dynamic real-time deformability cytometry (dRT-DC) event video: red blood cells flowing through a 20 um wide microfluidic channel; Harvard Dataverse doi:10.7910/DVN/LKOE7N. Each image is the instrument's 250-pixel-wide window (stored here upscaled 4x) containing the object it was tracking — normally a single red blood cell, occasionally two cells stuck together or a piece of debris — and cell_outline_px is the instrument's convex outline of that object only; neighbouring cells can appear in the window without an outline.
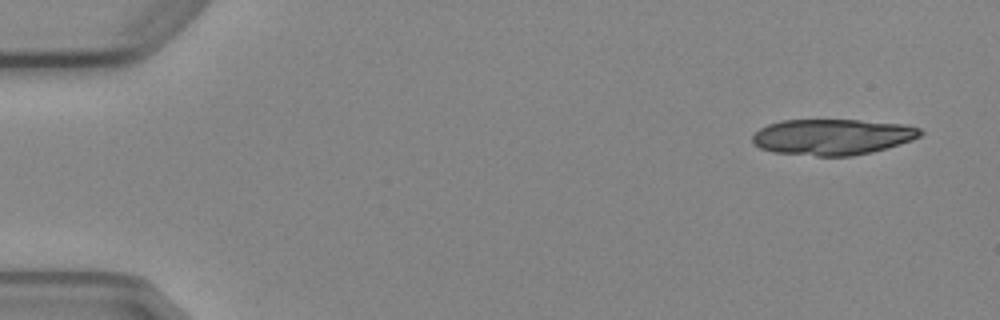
{"species": "Egyptian fruit bat (a non-hibernating species)", "species_latin": "Rousettus aegyptiacus", "temperature_condition": "cold", "stored_images_in_passage": 5, "camera_frame_rate_fps": 3000, "um_per_image_px": 0.085, "animal": {"sex": "female"}, "frame": {"image": 1, "passage_image": 1, "time_ms": 0.0, "image_size_px": [1000, 320], "cell_outline_px": [[924, 132], [920, 136], [912, 140], [900, 144], [872, 152], [852, 156], [816, 156], [772, 152], [760, 148], [752, 140], [752, 136], [760, 128], [768, 124], [780, 120], [860, 120], [904, 124], [920, 128]], "centroid_in_image_um": [70.76, 11.63], "position_along_channel_um": 14.2, "area_um2": 35.26}}